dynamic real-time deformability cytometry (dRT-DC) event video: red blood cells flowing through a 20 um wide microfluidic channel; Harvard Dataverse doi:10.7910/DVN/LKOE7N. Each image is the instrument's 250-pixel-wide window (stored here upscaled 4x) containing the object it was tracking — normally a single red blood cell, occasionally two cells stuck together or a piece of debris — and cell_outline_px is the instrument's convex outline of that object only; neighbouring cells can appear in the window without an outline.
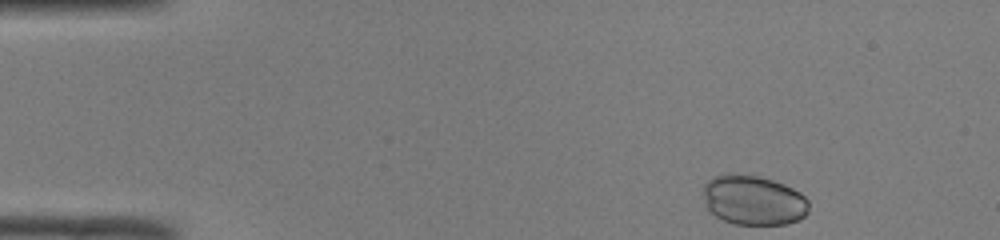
{"species": "common noctule bat (a hibernating species)", "species_latin": "Nyctalus noctula", "temperature_condition": "room temperature", "stored_images_in_passage": 39, "camera_frame_rate_fps": 3000, "um_per_image_px": 0.085, "animal": {"sex": "male", "body_mass_g": 19.0, "forearm_length_mm": 50.8}, "frame": {"image": 1, "passage_image": 1, "time_ms": 0.0, "image_size_px": [1000, 240], "cell_outline_px": [[808, 212], [800, 220], [788, 224], [732, 224], [716, 216], [704, 208], [704, 184], [708, 180], [716, 176], [760, 176], [784, 184], [800, 192], [808, 200]], "centroid_in_image_um": [64.06, 17.06], "position_along_channel_um": 20.9, "area_um2": 30.4}}
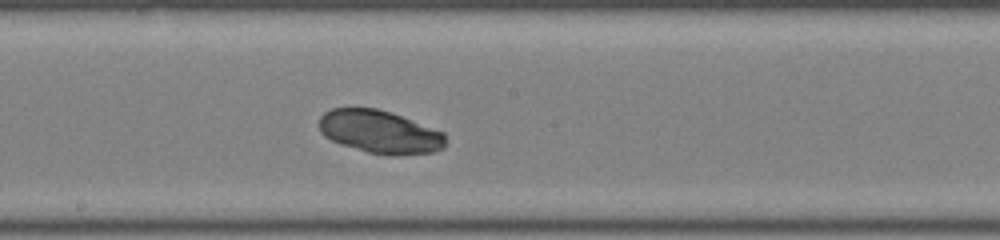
{"frame": {"image": 2, "passage_image": 22, "time_ms": 7.0, "image_size_px": [1000, 240], "cell_outline_px": [[444, 148], [436, 152], [396, 156], [388, 156], [368, 152], [340, 144], [324, 136], [320, 132], [320, 116], [324, 112], [332, 108], [376, 108], [400, 116], [444, 132]], "centroid_in_image_um": [32.27, 11.23], "position_along_channel_um": 215.9, "area_um2": 31.62}}
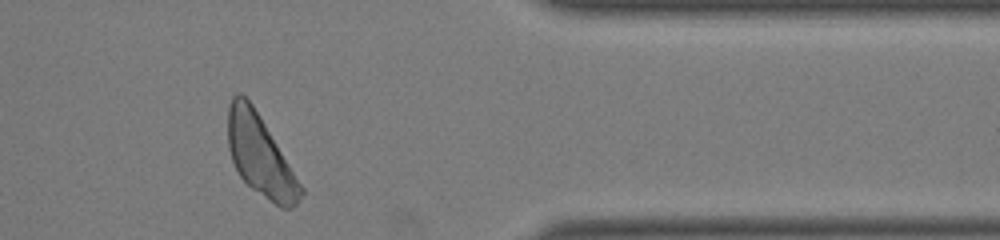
{"frame": {"image": 3, "passage_image": 36, "time_ms": 11.667, "image_size_px": [1000, 240], "cell_outline_px": [[304, 192], [296, 204], [292, 208], [280, 208], [252, 188], [240, 176], [232, 160], [228, 148], [228, 108], [232, 96], [236, 92], [240, 92], [252, 104], [260, 116], [304, 188]], "centroid_in_image_um": [22.12, 13.22], "position_along_channel_um": 389.3, "area_um2": 33.93}}